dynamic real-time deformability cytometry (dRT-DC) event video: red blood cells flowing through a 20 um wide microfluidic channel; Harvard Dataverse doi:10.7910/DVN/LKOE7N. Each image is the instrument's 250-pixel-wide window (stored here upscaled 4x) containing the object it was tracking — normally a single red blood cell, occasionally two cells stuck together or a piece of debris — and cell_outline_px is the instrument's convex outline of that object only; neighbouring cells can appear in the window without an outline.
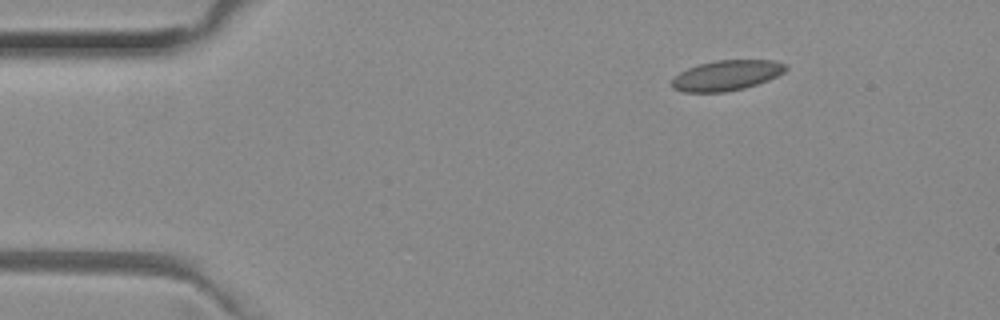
{"species": "common noctule bat (a hibernating species)", "species_latin": "Nyctalus noctula", "temperature_condition": "room temperature", "stored_images_in_passage": 47, "camera_frame_rate_fps": 3000, "um_per_image_px": 0.085, "animal": {"sex": "female", "body_mass_g": 29.2, "forearm_length_mm": 56.3}, "frame": {"image": 1, "passage_image": 1, "time_ms": 0.0, "image_size_px": [1000, 320], "cell_outline_px": [[788, 68], [784, 72], [768, 80], [744, 88], [724, 92], [684, 92], [672, 88], [672, 80], [680, 72], [688, 68], [700, 64], [716, 60], [776, 60], [788, 64]], "centroid_in_image_um": [61.79, 6.4], "position_along_channel_um": 23.2, "area_um2": 20.06}}
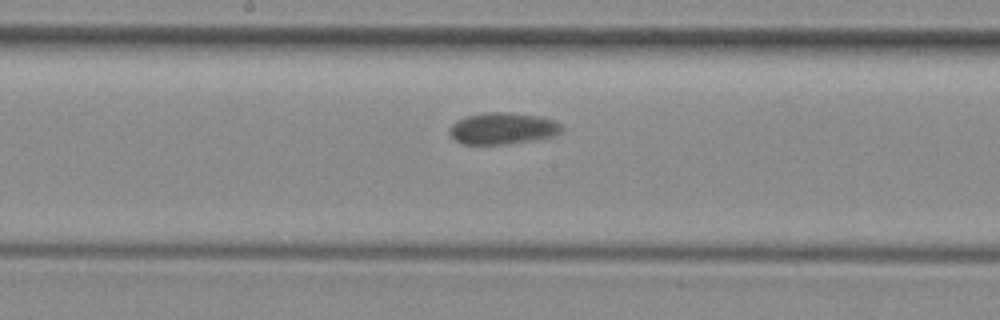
{"frame": {"image": 2, "passage_image": 21, "time_ms": 6.667, "image_size_px": [1000, 320], "cell_outline_px": [[564, 128], [560, 132], [552, 136], [532, 140], [504, 144], [464, 144], [456, 140], [448, 132], [448, 128], [456, 120], [464, 116], [484, 112], [512, 112], [536, 116], [552, 120], [560, 124]], "centroid_in_image_um": [42.67, 10.9], "position_along_channel_um": 205.5, "area_um2": 20.63}}
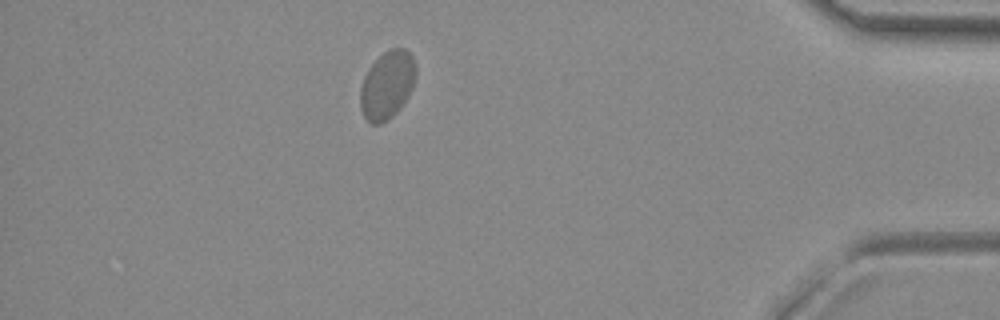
{"frame": {"image": 3, "passage_image": 40, "time_ms": 13.0, "image_size_px": [1000, 320], "cell_outline_px": [[416, 76], [412, 88], [408, 96], [400, 108], [388, 120], [380, 124], [372, 124], [364, 116], [360, 108], [360, 88], [364, 76], [368, 68], [388, 48], [404, 48], [412, 56], [416, 64]], "centroid_in_image_um": [32.91, 7.22], "position_along_channel_um": 402.3, "area_um2": 22.08}, "authors_computed_cell_mechanics": {"area_um2": 20.7502, "velocity_mm_per_s": 3.8807, "shape_relaxation_time_tau1_ms": 4.4293, "shape_relaxation_time_tau2_ms": null, "deformation_change_tau1": 0.0486, "deformation_change_tau2": null}}